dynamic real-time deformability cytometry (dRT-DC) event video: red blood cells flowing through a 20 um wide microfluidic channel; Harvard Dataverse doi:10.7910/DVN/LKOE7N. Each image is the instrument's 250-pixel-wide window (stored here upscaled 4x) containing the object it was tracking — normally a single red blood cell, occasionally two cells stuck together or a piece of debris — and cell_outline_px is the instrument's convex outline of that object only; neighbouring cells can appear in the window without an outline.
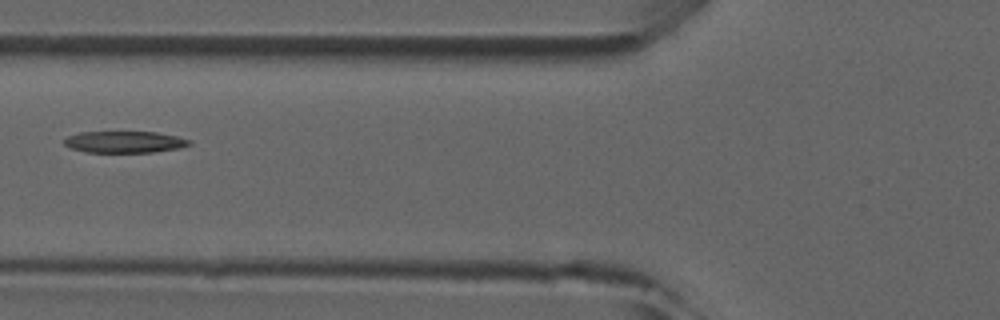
{"species": "common noctule bat (a hibernating species)", "species_latin": "Nyctalus noctula", "temperature_condition": "room temperature", "stored_images_in_passage": 7, "camera_frame_rate_fps": 3000, "um_per_image_px": 0.085, "animal": {"sex": "male", "forearm_length_mm": 52.5}, "frame": {"image": 1, "passage_image": 6, "time_ms": 5.667, "image_size_px": [1000, 320], "cell_outline_px": [[192, 144], [180, 148], [152, 152], [88, 152], [72, 148], [64, 144], [64, 140], [68, 136], [80, 132], [156, 132], [176, 136], [192, 140]], "centroid_in_image_um": [10.63, 12.06], "position_along_channel_um": 115.2, "area_um2": 15.66}}
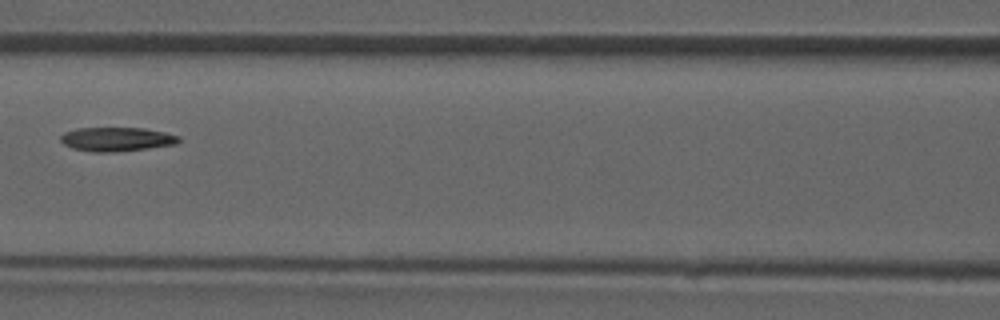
{"frame": {"image": 2, "passage_image": 7, "time_ms": 6.667, "image_size_px": [1000, 320], "cell_outline_px": [[180, 140], [176, 144], [148, 148], [112, 152], [92, 152], [72, 148], [64, 144], [60, 140], [60, 136], [64, 132], [76, 128], [144, 128], [164, 132], [180, 136]], "centroid_in_image_um": [9.89, 11.83], "position_along_channel_um": 156.7, "area_um2": 16.53}}